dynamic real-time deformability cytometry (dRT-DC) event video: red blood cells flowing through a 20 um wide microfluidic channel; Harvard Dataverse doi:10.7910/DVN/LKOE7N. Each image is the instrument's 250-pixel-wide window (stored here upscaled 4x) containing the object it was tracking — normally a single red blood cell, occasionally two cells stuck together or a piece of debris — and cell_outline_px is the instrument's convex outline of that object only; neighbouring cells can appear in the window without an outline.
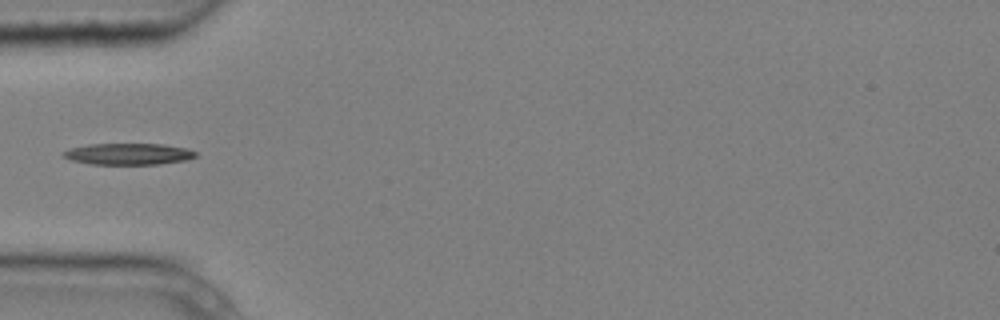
{"species": "common noctule bat (a hibernating species)", "species_latin": "Nyctalus noctula", "temperature_condition": "cold", "stored_images_in_passage": 7, "camera_frame_rate_fps": 3000, "um_per_image_px": 0.085, "animal": {"sex": "male", "body_mass_g": 20.4}, "frame": {"image": 1, "passage_image": 5, "time_ms": 1.333, "image_size_px": [1000, 320], "cell_outline_px": [[196, 156], [188, 160], [160, 164], [88, 164], [72, 160], [64, 156], [60, 152], [68, 148], [88, 144], [164, 144], [188, 148], [196, 152]], "centroid_in_image_um": [10.91, 13.08], "position_along_channel_um": 74.1, "area_um2": 16.7}}
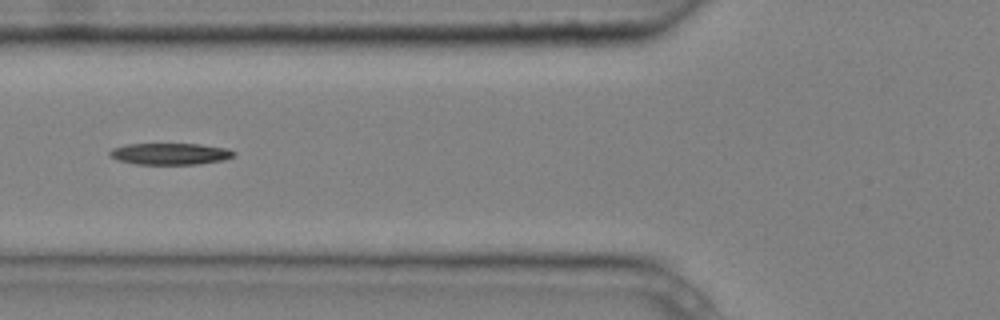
{"frame": {"image": 2, "passage_image": 6, "time_ms": 1.667, "image_size_px": [1000, 320], "cell_outline_px": [[236, 156], [220, 160], [196, 164], [136, 164], [120, 160], [108, 156], [108, 152], [112, 148], [124, 144], [200, 144], [228, 148], [236, 152]], "centroid_in_image_um": [14.45, 13.06], "position_along_channel_um": 111.4, "area_um2": 15.61}}
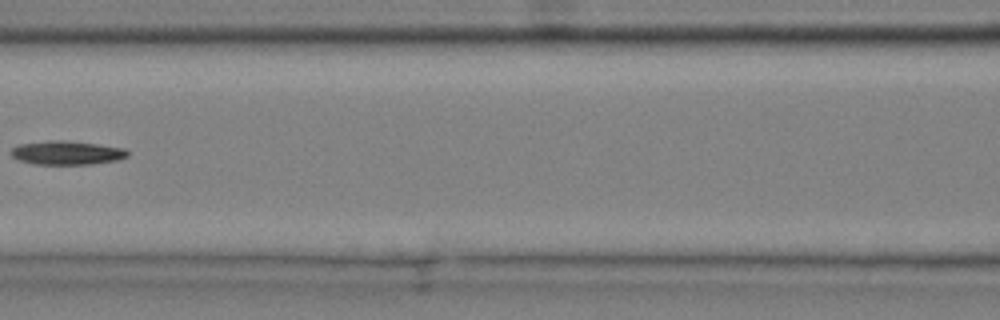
{"frame": {"image": 3, "passage_image": 7, "time_ms": 2.0, "image_size_px": [1000, 320], "cell_outline_px": [[128, 156], [116, 160], [92, 164], [36, 164], [20, 160], [12, 156], [12, 148], [20, 144], [48, 140], [64, 140], [96, 144], [124, 148], [128, 152]], "centroid_in_image_um": [5.68, 12.98], "position_along_channel_um": 160.9, "area_um2": 15.95}}